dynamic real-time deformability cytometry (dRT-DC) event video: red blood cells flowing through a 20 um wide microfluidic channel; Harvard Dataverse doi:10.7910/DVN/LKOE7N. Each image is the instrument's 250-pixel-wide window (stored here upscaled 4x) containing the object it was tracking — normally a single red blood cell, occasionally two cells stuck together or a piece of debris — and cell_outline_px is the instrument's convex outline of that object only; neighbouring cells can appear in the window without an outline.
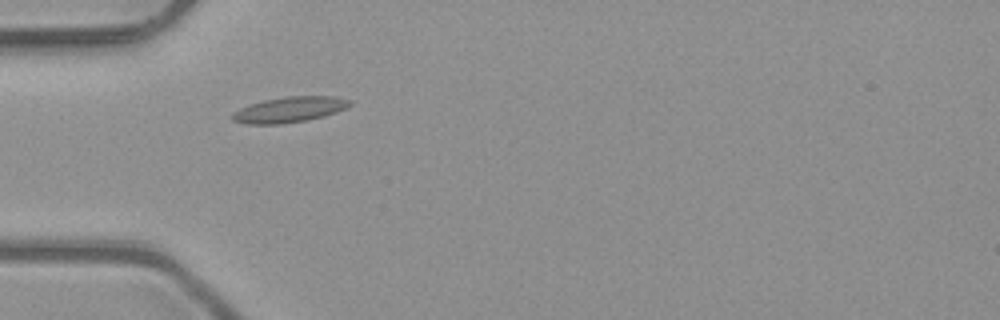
{"species": "common noctule bat (a hibernating species)", "species_latin": "Nyctalus noctula", "temperature_condition": "room temperature", "stored_images_in_passage": 6, "camera_frame_rate_fps": 3000, "um_per_image_px": 0.085, "animal": {"sex": "male", "body_mass_g": 23.1, "forearm_length_mm": 52.7}, "frame": {"image": 1, "passage_image": 5, "time_ms": 1.333, "image_size_px": [1000, 320], "cell_outline_px": [[352, 104], [336, 112], [324, 116], [308, 120], [284, 124], [248, 124], [232, 120], [232, 112], [248, 104], [264, 100], [284, 96], [336, 96], [352, 100]], "centroid_in_image_um": [24.6, 9.31], "position_along_channel_um": 60.4, "area_um2": 17.69}}
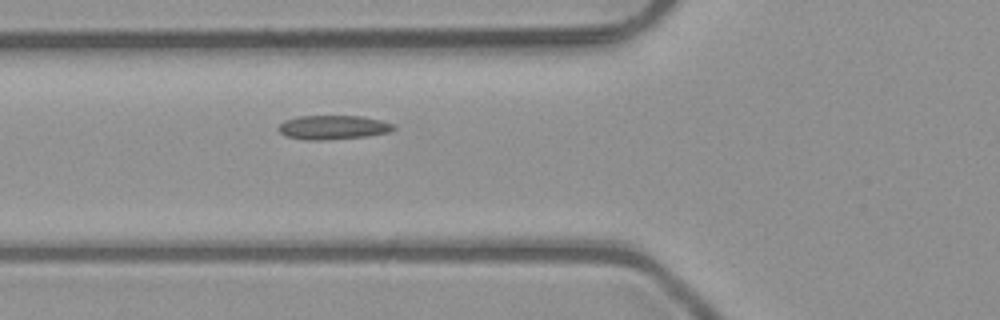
{"frame": {"image": 2, "passage_image": 6, "time_ms": 1.667, "image_size_px": [1000, 320], "cell_outline_px": [[396, 128], [388, 132], [368, 136], [328, 140], [304, 140], [284, 136], [276, 128], [284, 120], [300, 116], [364, 116], [396, 124]], "centroid_in_image_um": [28.3, 10.83], "position_along_channel_um": 97.5, "area_um2": 16.42}}